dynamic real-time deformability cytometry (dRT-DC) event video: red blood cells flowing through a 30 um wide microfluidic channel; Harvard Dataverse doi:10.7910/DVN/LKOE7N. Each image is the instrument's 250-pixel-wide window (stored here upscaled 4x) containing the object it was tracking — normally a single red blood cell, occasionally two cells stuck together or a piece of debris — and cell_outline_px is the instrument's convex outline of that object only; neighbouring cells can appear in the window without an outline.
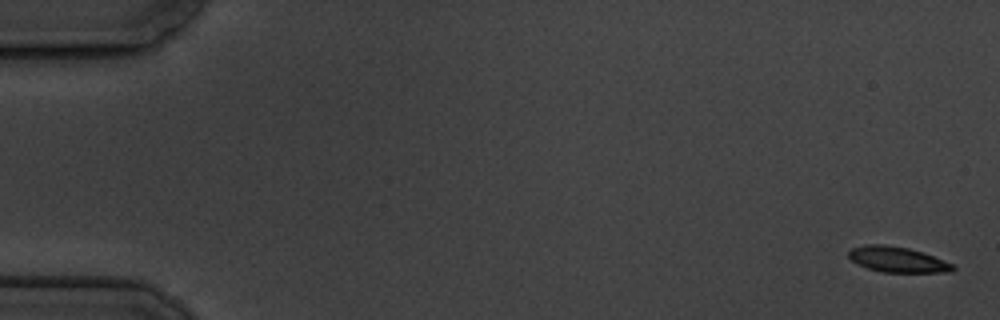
{"species": "common noctule bat (a hibernating species)", "species_latin": "Nyctalus noctula", "temperature_condition": "cold", "stored_images_in_passage": 6, "camera_frame_rate_fps": 3000, "um_per_image_px": 0.085, "animal": {"sex": "male", "body_mass_g": 19.5, "forearm_length_mm": 54.6}, "frame": {"image": 1, "passage_image": 1, "time_ms": 0.0, "image_size_px": [1000, 320], "cell_outline_px": [[956, 268], [952, 272], [884, 272], [868, 268], [852, 260], [848, 256], [848, 252], [852, 248], [864, 244], [884, 244], [908, 248], [932, 256], [952, 264]], "centroid_in_image_um": [76.26, 22.05], "position_along_channel_um": 8.7, "area_um2": 15.2}}
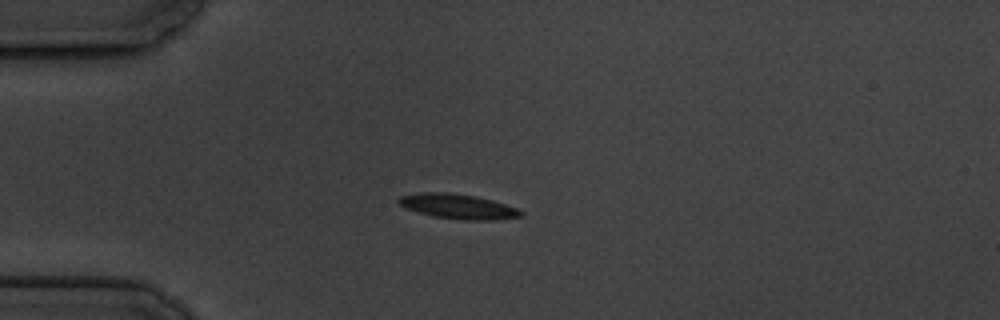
{"frame": {"image": 2, "passage_image": 5, "time_ms": 4.667, "image_size_px": [1000, 320], "cell_outline_px": [[524, 216], [488, 220], [464, 220], [432, 216], [408, 208], [400, 204], [396, 200], [400, 196], [420, 192], [448, 192], [476, 196], [492, 200], [516, 208], [524, 212]], "centroid_in_image_um": [38.94, 17.54], "position_along_channel_um": 46.1, "area_um2": 17.51}}